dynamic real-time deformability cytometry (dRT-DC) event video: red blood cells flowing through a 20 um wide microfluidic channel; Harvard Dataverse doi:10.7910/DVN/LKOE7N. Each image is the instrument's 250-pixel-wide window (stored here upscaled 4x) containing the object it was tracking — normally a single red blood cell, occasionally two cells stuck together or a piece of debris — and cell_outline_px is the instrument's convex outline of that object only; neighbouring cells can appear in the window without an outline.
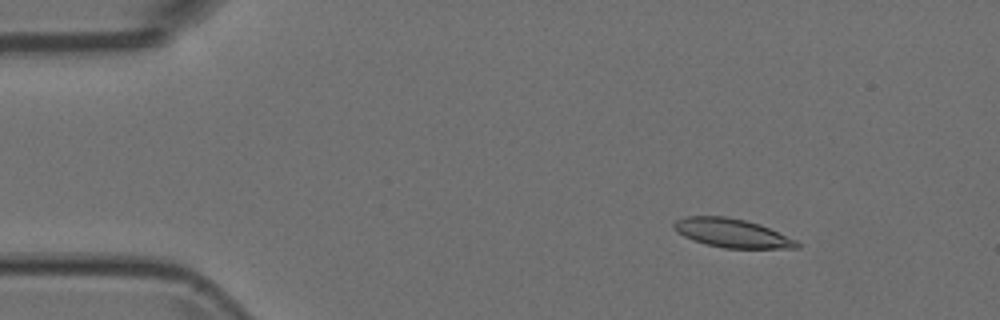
{"species": "Egyptian fruit bat (a non-hibernating species)", "species_latin": "Rousettus aegyptiacus", "temperature_condition": "room temperature", "stored_images_in_passage": 19, "camera_frame_rate_fps": 3000, "um_per_image_px": 0.085, "animal": {"sex": "female"}, "frame": {"image": 1, "passage_image": 7, "time_ms": 2.0, "image_size_px": [1000, 320], "cell_outline_px": [[800, 248], [724, 248], [708, 244], [684, 236], [676, 232], [672, 228], [672, 224], [676, 220], [688, 216], [728, 216], [760, 224], [796, 240], [800, 244]], "centroid_in_image_um": [62.21, 19.8], "position_along_channel_um": 22.8, "area_um2": 20.46}}
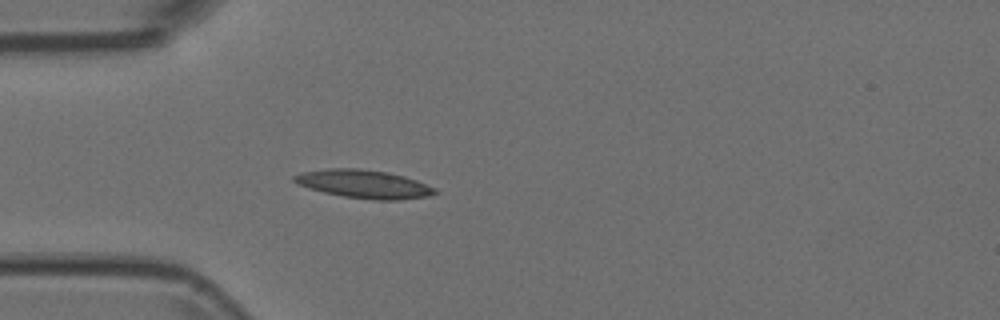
{"frame": {"image": 2, "passage_image": 15, "time_ms": 4.667, "image_size_px": [1000, 320], "cell_outline_px": [[440, 192], [428, 196], [400, 200], [372, 200], [344, 196], [324, 192], [308, 188], [296, 184], [292, 180], [292, 176], [304, 172], [328, 168], [360, 168], [388, 172], [404, 176], [416, 180], [436, 188]], "centroid_in_image_um": [30.94, 15.64], "position_along_channel_um": 54.1, "area_um2": 23.35}}
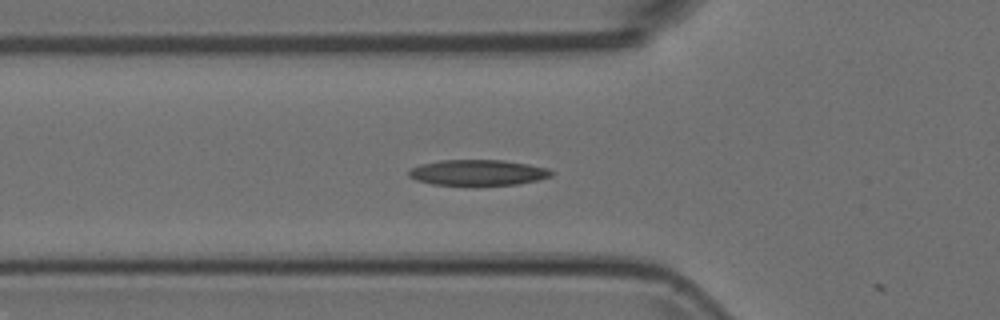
{"frame": {"image": 3, "passage_image": 18, "time_ms": 5.667, "image_size_px": [1000, 320], "cell_outline_px": [[552, 176], [536, 180], [516, 184], [432, 184], [416, 180], [408, 176], [408, 172], [412, 168], [420, 164], [440, 160], [504, 160], [528, 164], [548, 168], [552, 172]], "centroid_in_image_um": [40.6, 14.65], "position_along_channel_um": 85.2, "area_um2": 20.98}}